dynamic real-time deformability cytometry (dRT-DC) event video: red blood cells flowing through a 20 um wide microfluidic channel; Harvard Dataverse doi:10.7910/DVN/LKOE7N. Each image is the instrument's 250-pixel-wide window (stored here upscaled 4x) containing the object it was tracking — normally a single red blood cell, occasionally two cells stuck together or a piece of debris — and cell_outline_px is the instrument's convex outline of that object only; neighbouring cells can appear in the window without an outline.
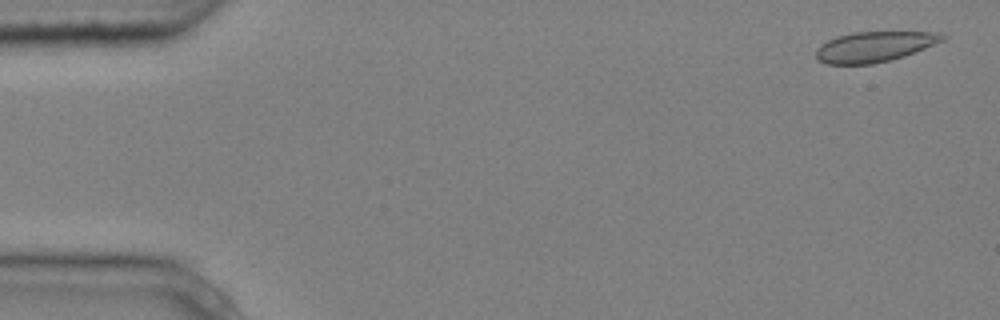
{"species": "common noctule bat (a hibernating species)", "species_latin": "Nyctalus noctula", "temperature_condition": "cold", "stored_images_in_passage": 4, "camera_frame_rate_fps": 3000, "um_per_image_px": 0.085, "animal": {"sex": "male", "body_mass_g": 20.4}, "frame": {"image": 1, "passage_image": 1, "time_ms": 0.0, "image_size_px": [1000, 320], "cell_outline_px": [[948, 36], [944, 40], [904, 56], [872, 64], [828, 64], [816, 60], [816, 48], [820, 44], [836, 36], [852, 32], [940, 32]], "centroid_in_image_um": [74.29, 3.96], "position_along_channel_um": 10.7, "area_um2": 22.37}}